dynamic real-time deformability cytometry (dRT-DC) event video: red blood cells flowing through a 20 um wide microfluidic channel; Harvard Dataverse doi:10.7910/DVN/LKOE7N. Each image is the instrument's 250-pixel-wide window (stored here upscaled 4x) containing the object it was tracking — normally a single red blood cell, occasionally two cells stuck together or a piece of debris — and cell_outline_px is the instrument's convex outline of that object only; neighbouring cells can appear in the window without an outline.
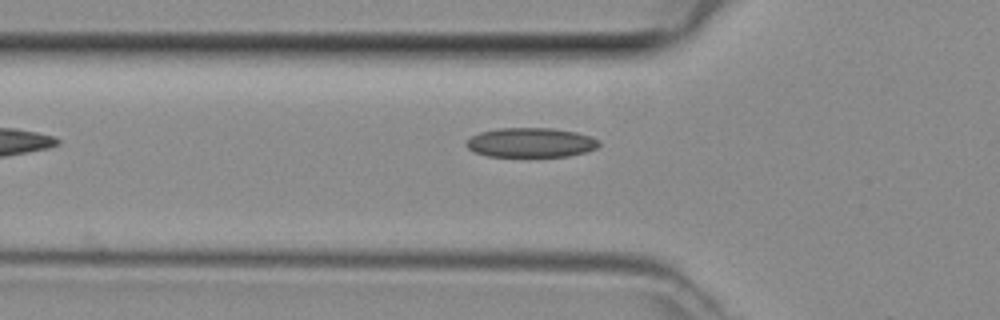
{"species": "common noctule bat (a hibernating species)", "species_latin": "Nyctalus noctula", "temperature_condition": "room temperature", "stored_images_in_passage": 4, "camera_frame_rate_fps": 3000, "um_per_image_px": 0.085, "animal": {"sex": "female", "body_mass_g": 29.2, "forearm_length_mm": 56.3}, "frame": {"image": 1, "passage_image": 3, "time_ms": 0.667, "image_size_px": [1000, 320], "cell_outline_px": [[600, 144], [596, 148], [584, 152], [568, 156], [488, 156], [476, 152], [468, 148], [464, 144], [472, 136], [480, 132], [500, 128], [552, 128], [576, 132], [592, 136], [600, 140]], "centroid_in_image_um": [45.14, 12.11], "position_along_channel_um": 80.7, "area_um2": 22.72}}